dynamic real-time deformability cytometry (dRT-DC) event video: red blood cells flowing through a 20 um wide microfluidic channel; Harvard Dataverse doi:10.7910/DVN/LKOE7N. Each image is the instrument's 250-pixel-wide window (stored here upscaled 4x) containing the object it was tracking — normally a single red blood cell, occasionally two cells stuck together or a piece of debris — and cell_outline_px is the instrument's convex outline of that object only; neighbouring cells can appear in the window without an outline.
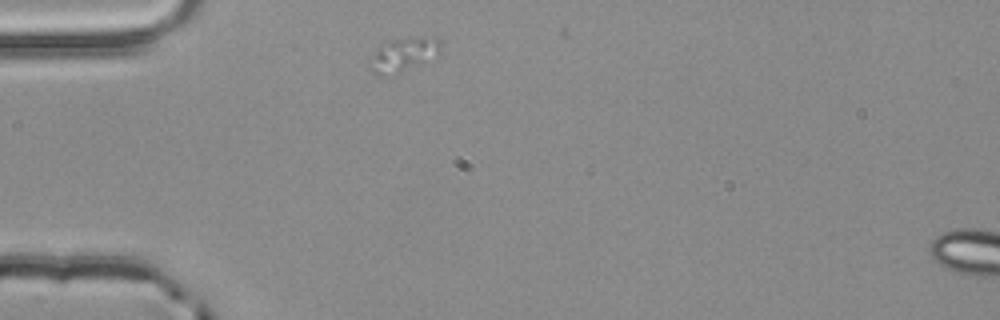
{"species": "common noctule bat (a hibernating species)", "species_latin": "Nyctalus noctula", "temperature_condition": "room temperature", "stored_images_in_passage": 7, "camera_frame_rate_fps": 3000, "um_per_image_px": 0.085, "animal": {"sex": "male", "body_mass_g": 20.4}, "frame": {"image": 1, "passage_image": 3, "time_ms": 0.667, "image_size_px": [1000, 320], "cell_outline_px": [[440, 52], [396, 76], [380, 76], [372, 72], [368, 68], [368, 64], [376, 48], [380, 44], [392, 40], [408, 36], [436, 36], [440, 40]], "centroid_in_image_um": [34.24, 4.63], "position_along_channel_um": 50.8, "area_um2": 14.45}}